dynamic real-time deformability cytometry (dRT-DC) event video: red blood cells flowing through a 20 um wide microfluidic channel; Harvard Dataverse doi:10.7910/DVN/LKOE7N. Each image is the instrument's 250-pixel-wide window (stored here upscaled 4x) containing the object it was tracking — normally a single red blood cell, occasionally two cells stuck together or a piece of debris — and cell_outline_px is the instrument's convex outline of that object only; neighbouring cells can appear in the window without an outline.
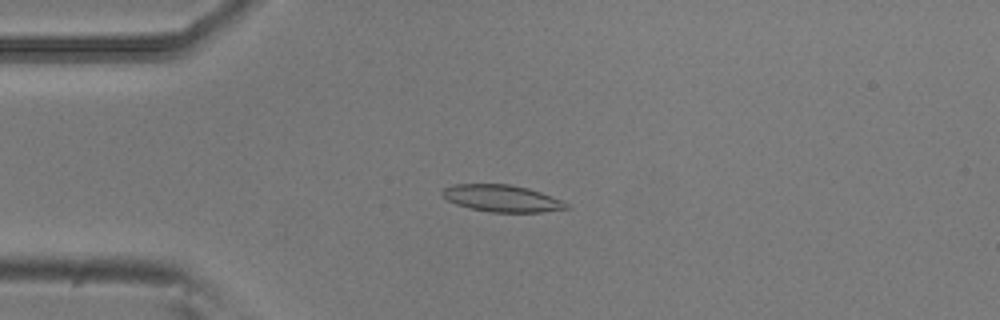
{"species": "common noctule bat (a hibernating species)", "species_latin": "Nyctalus noctula", "temperature_condition": "room temperature", "stored_images_in_passage": 53, "camera_frame_rate_fps": 3000, "um_per_image_px": 0.085, "animal": {"sex": "male", "body_mass_g": 20.5, "forearm_length_mm": 52.5}, "frame": {"image": 1, "passage_image": 13, "time_ms": 4.0, "image_size_px": [1000, 320], "cell_outline_px": [[572, 208], [544, 212], [492, 212], [472, 208], [456, 204], [440, 196], [440, 192], [444, 188], [452, 184], [508, 184], [528, 188], [564, 200]], "centroid_in_image_um": [42.68, 16.86], "position_along_channel_um": 42.3, "area_um2": 19.59}}
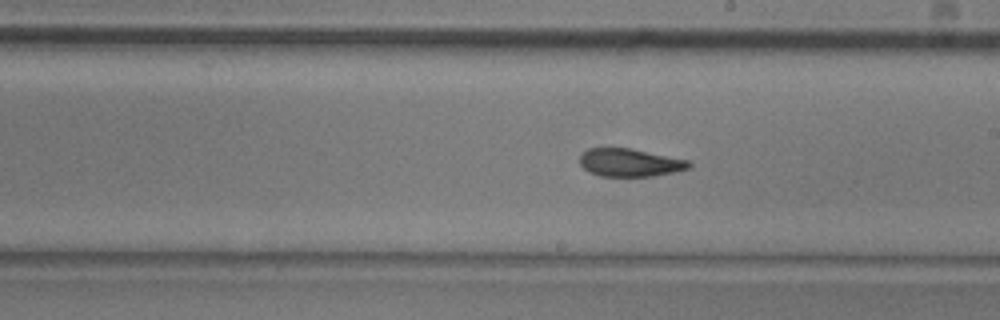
{"frame": {"image": 2, "passage_image": 30, "time_ms": 9.667, "image_size_px": [1000, 320], "cell_outline_px": [[692, 164], [688, 168], [672, 172], [652, 176], [600, 176], [588, 172], [580, 164], [580, 156], [588, 148], [632, 148], [688, 160]], "centroid_in_image_um": [53.51, 13.81], "position_along_channel_um": 235.5, "area_um2": 17.69}}
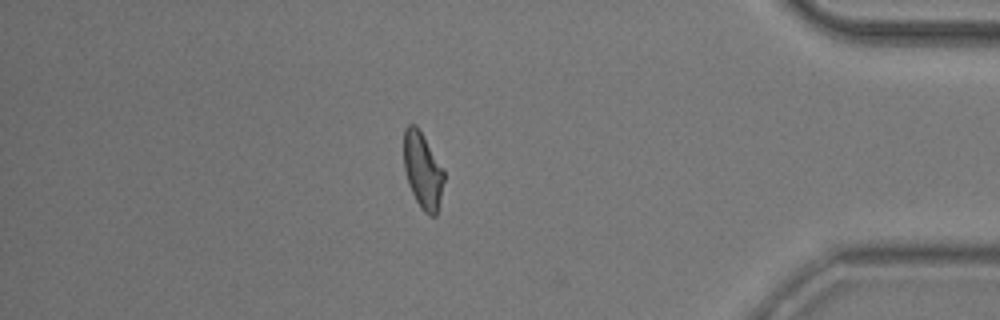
{"frame": {"image": 3, "passage_image": 46, "time_ms": 15.0, "image_size_px": [1000, 320], "cell_outline_px": [[444, 180], [436, 216], [428, 216], [420, 208], [408, 184], [404, 168], [404, 128], [408, 124], [416, 124], [444, 168]], "centroid_in_image_um": [35.93, 14.48], "position_along_channel_um": 399.3, "area_um2": 17.92}, "authors_computed_cell_mechanics": {"area_um2": 18.8428, "velocity_mm_per_s": 3.7702, "shape_relaxation_time_tau1_ms": null, "shape_relaxation_time_tau2_ms": 2.3834, "deformation_change_tau1": null, "deformation_change_tau2": 0.0994}}